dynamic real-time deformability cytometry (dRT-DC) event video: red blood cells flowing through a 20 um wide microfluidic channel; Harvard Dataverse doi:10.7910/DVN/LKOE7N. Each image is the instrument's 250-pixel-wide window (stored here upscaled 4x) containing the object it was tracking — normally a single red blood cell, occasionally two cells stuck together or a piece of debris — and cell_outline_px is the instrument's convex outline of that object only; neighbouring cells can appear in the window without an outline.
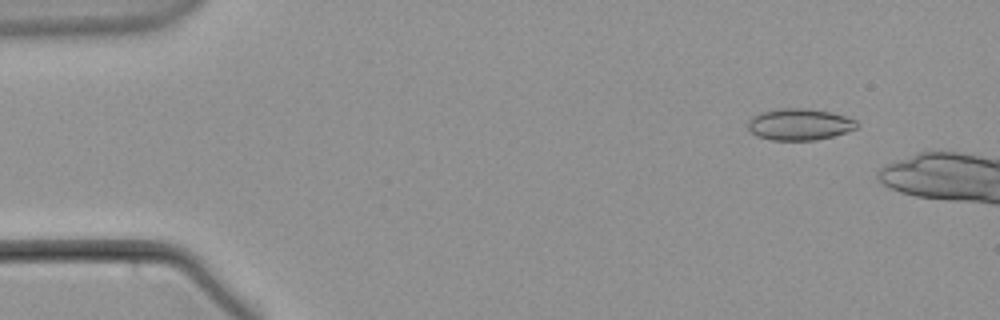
{"species": "common noctule bat (a hibernating species)", "species_latin": "Nyctalus noctula", "temperature_condition": "warm", "stored_images_in_passage": 13, "camera_frame_rate_fps": 3000, "um_per_image_px": 0.085, "animal": {"sex": "male", "body_mass_g": 21.5, "forearm_length_mm": 52.0}, "frame": {"image": 1, "passage_image": 6, "time_ms": 1.667, "image_size_px": [1000, 320], "cell_outline_px": [[860, 124], [856, 128], [848, 132], [816, 140], [772, 140], [756, 136], [748, 128], [748, 120], [760, 112], [780, 108], [808, 108], [832, 112], [848, 116], [856, 120]], "centroid_in_image_um": [67.99, 10.56], "position_along_channel_um": 17.0, "area_um2": 20.29}}